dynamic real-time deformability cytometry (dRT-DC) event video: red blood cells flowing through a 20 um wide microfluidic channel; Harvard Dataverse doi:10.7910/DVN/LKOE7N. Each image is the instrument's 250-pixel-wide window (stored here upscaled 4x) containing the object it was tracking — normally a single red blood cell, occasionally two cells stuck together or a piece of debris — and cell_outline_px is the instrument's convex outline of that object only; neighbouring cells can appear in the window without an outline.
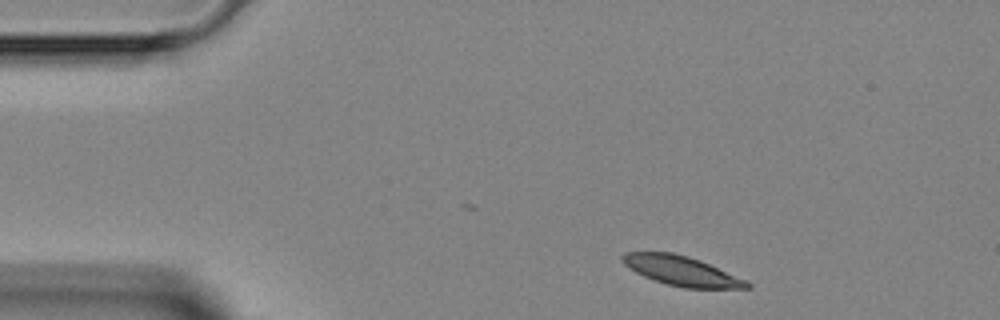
{"species": "Egyptian fruit bat (a non-hibernating species)", "species_latin": "Rousettus aegyptiacus", "temperature_condition": "room temperature", "stored_images_in_passage": 3, "camera_frame_rate_fps": 3000, "um_per_image_px": 0.085, "animal": {"sex": "female"}, "frame": {"image": 1, "passage_image": 1, "time_ms": 0.0, "image_size_px": [1000, 320], "cell_outline_px": [[752, 288], [684, 288], [668, 284], [644, 276], [628, 268], [620, 260], [620, 256], [624, 252], [672, 252], [688, 256], [700, 260], [748, 280], [752, 284]], "centroid_in_image_um": [57.94, 23.01], "position_along_channel_um": 27.1, "area_um2": 21.56}}
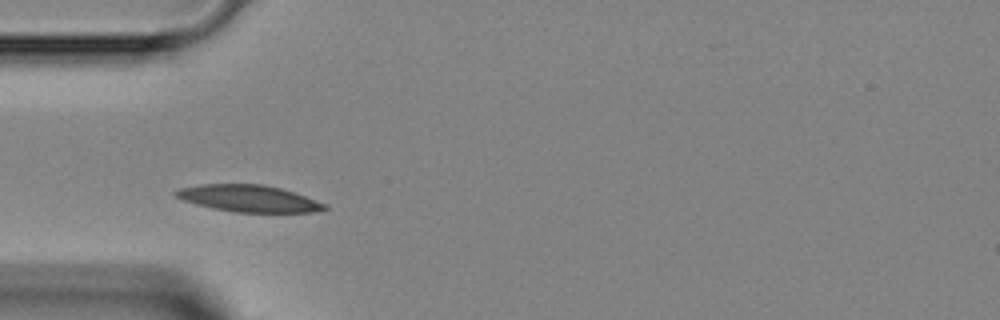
{"frame": {"image": 2, "passage_image": 3, "time_ms": 2.333, "image_size_px": [1000, 320], "cell_outline_px": [[328, 208], [312, 212], [232, 212], [212, 208], [196, 204], [184, 200], [176, 196], [172, 192], [180, 188], [200, 184], [264, 184], [280, 188], [328, 204]], "centroid_in_image_um": [21.12, 16.87], "position_along_channel_um": 63.9, "area_um2": 23.12}}